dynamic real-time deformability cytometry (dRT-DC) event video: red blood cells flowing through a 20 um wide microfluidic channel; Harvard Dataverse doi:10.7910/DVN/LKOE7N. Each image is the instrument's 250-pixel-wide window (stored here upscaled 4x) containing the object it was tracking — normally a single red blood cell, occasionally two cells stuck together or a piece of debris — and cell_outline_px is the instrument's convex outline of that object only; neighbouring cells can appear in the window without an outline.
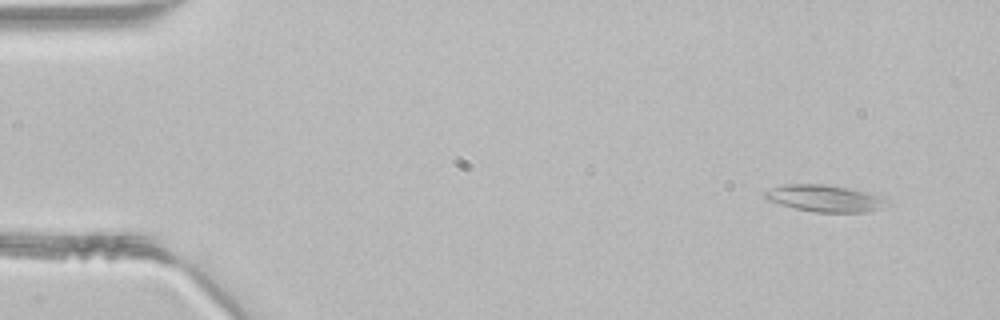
{"species": "common noctule bat (a hibernating species)", "species_latin": "Nyctalus noctula", "temperature_condition": "room temperature", "stored_images_in_passage": 47, "camera_frame_rate_fps": 3000, "um_per_image_px": 0.085, "animal": {"sex": "male", "body_mass_g": 21.5, "forearm_length_mm": 52.0}, "frame": {"image": 1, "passage_image": 4, "time_ms": 1.0, "image_size_px": [1000, 320], "cell_outline_px": [[892, 204], [868, 212], [816, 212], [796, 208], [780, 204], [768, 200], [764, 196], [764, 192], [772, 188], [784, 184], [824, 184], [868, 192], [892, 200]], "centroid_in_image_um": [70.18, 16.86], "position_along_channel_um": 14.8, "area_um2": 19.07}}
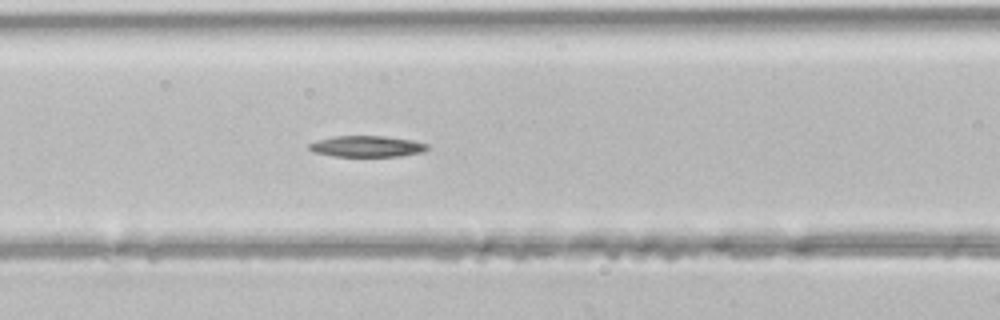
{"frame": {"image": 2, "passage_image": 20, "time_ms": 6.333, "image_size_px": [1000, 320], "cell_outline_px": [[428, 148], [424, 152], [400, 156], [332, 156], [312, 152], [308, 148], [308, 144], [316, 140], [336, 136], [384, 136], [412, 140], [428, 144]], "centroid_in_image_um": [31.16, 12.44], "position_along_channel_um": 135.4, "area_um2": 14.62}}
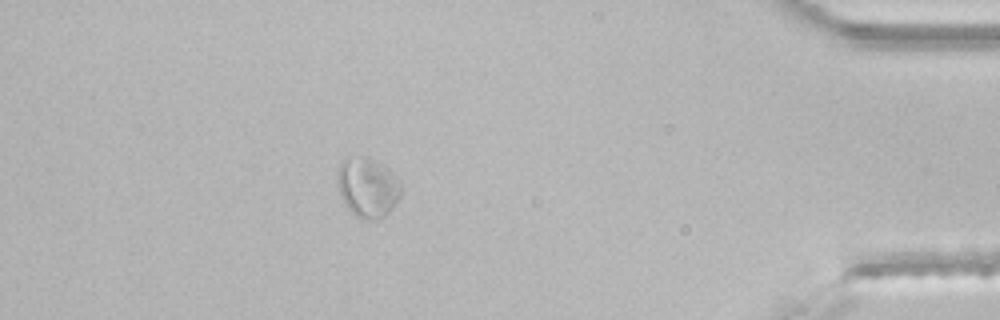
{"frame": {"image": 3, "passage_image": 42, "time_ms": 13.667, "image_size_px": [1000, 320], "cell_outline_px": [[400, 196], [388, 212], [384, 216], [372, 220], [356, 216], [344, 204], [340, 196], [336, 184], [336, 172], [340, 164], [348, 160], [364, 156], [368, 156], [376, 160], [388, 168], [400, 180]], "centroid_in_image_um": [31.23, 15.92], "position_along_channel_um": 404.0, "area_um2": 22.02}}